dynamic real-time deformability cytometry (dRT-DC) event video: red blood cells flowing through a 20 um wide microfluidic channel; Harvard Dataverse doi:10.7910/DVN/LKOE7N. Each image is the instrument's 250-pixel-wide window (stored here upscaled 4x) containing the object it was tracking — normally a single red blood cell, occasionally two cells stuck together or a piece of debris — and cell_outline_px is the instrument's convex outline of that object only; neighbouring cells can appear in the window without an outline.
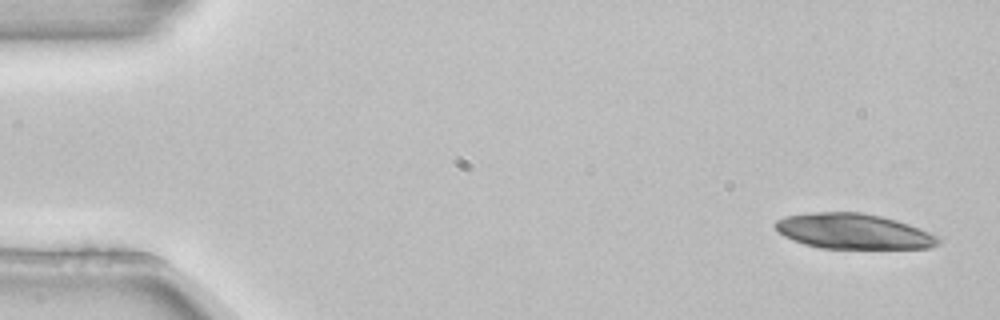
{"species": "common noctule bat (a hibernating species)", "species_latin": "Nyctalus noctula", "temperature_condition": "room temperature", "stored_images_in_passage": 4, "camera_frame_rate_fps": 3000, "um_per_image_px": 0.085, "animal": {"sex": "female", "body_mass_g": 22.7, "forearm_length_mm": 54.2}, "frame": {"image": 1, "passage_image": 1, "time_ms": 0.0, "image_size_px": [1000, 320], "cell_outline_px": [[944, 240], [940, 244], [932, 248], [820, 248], [804, 244], [792, 240], [784, 236], [772, 224], [776, 220], [784, 216], [808, 212], [860, 212], [880, 216], [896, 220], [920, 228], [940, 236]], "centroid_in_image_um": [72.56, 19.66], "position_along_channel_um": 12.4, "area_um2": 33.87}}